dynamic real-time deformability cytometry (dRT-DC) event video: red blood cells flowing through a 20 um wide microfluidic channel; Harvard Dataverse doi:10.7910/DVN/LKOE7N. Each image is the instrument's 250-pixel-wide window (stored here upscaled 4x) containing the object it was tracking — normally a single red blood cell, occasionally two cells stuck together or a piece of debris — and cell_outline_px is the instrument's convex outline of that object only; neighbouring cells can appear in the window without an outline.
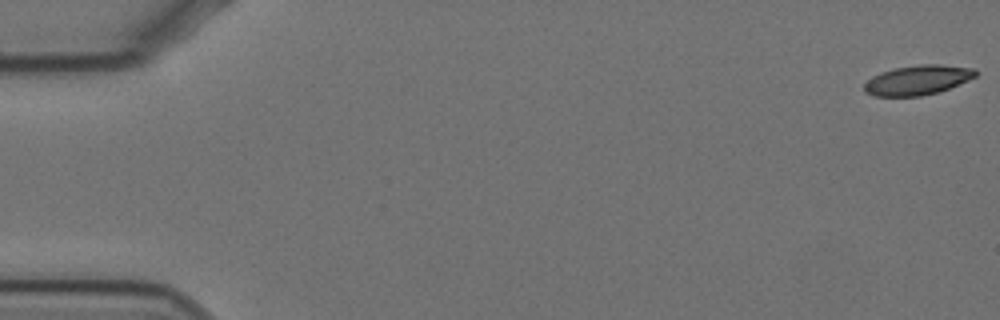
{"species": "Egyptian fruit bat (a non-hibernating species)", "species_latin": "Rousettus aegyptiacus", "temperature_condition": "cold", "stored_images_in_passage": 59, "camera_frame_rate_fps": 3000, "um_per_image_px": 0.085, "animal": {"sex": "female"}, "frame": {"image": 1, "passage_image": 1, "time_ms": 0.0, "image_size_px": [1000, 320], "cell_outline_px": [[976, 76], [968, 80], [940, 92], [920, 96], [872, 96], [864, 92], [864, 84], [872, 76], [880, 72], [896, 68], [920, 64], [940, 64], [976, 68]], "centroid_in_image_um": [77.99, 6.8], "position_along_channel_um": 7.0, "area_um2": 19.36}}
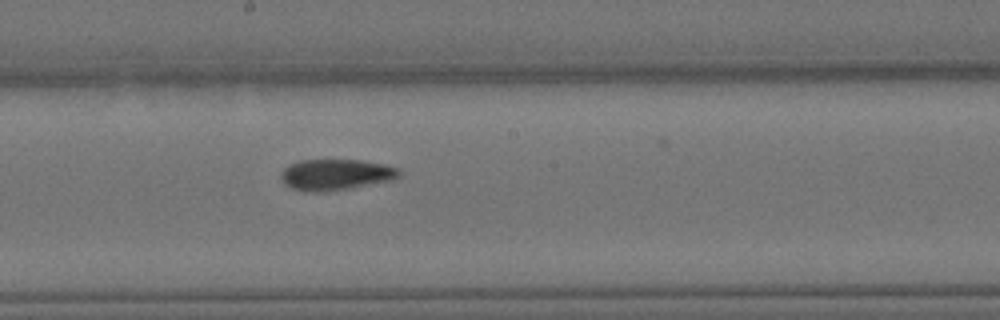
{"frame": {"image": 2, "passage_image": 32, "time_ms": 10.333, "image_size_px": [1000, 320], "cell_outline_px": [[400, 176], [392, 180], [348, 188], [324, 192], [304, 192], [292, 188], [284, 184], [280, 176], [280, 172], [288, 164], [300, 160], [360, 160], [384, 164], [400, 168]], "centroid_in_image_um": [28.51, 14.84], "position_along_channel_um": 219.7, "area_um2": 21.5}}
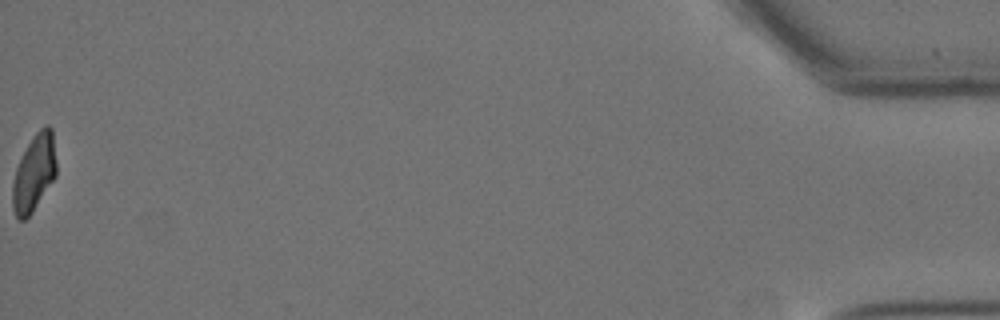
{"frame": {"image": 3, "passage_image": 59, "time_ms": 19.333, "image_size_px": [1000, 320], "cell_outline_px": [[56, 176], [32, 212], [24, 220], [20, 220], [16, 216], [12, 208], [12, 184], [16, 168], [32, 136], [44, 124], [48, 124], [52, 128], [56, 160]], "centroid_in_image_um": [2.9, 14.67], "position_along_channel_um": 432.3, "area_um2": 19.59}, "authors_computed_cell_mechanics": {"area_um2": 20.7502, "velocity_mm_per_s": 3.4852, "shape_relaxation_time_tau1_ms": 11.1546, "shape_relaxation_time_tau2_ms": 2.1578, "deformation_change_tau1": 0.2573, "deformation_change_tau2": 0.0829}}